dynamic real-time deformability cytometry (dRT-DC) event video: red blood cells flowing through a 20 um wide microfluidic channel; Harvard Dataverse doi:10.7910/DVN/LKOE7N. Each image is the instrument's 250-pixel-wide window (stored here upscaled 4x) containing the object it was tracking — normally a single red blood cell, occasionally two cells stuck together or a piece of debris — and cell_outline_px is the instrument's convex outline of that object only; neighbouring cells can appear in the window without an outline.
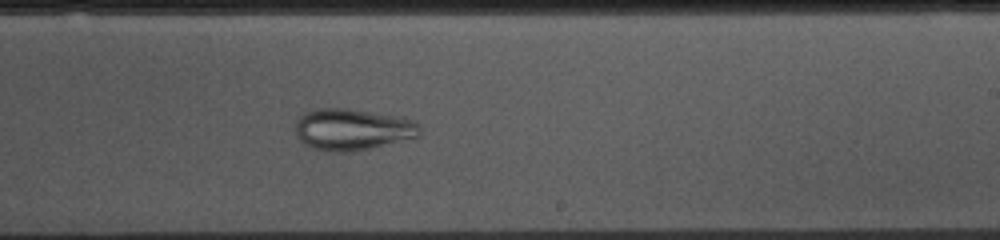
{"species": "common noctule bat (a hibernating species)", "species_latin": "Nyctalus noctula", "temperature_condition": "cold", "stored_images_in_passage": 51, "camera_frame_rate_fps": 3000, "um_per_image_px": 0.085, "animal": {"sex": "female", "body_mass_g": 10.0, "forearm_length_mm": 53.1}, "frame": {"image": 1, "passage_image": 29, "time_ms": 9.333, "image_size_px": [1000, 240], "cell_outline_px": [[420, 136], [368, 148], [348, 152], [332, 152], [312, 148], [304, 144], [296, 136], [296, 124], [300, 116], [304, 112], [312, 108], [344, 108], [392, 116], [412, 120], [420, 124]], "centroid_in_image_um": [29.9, 11.0], "position_along_channel_um": 259.1, "area_um2": 29.77}}
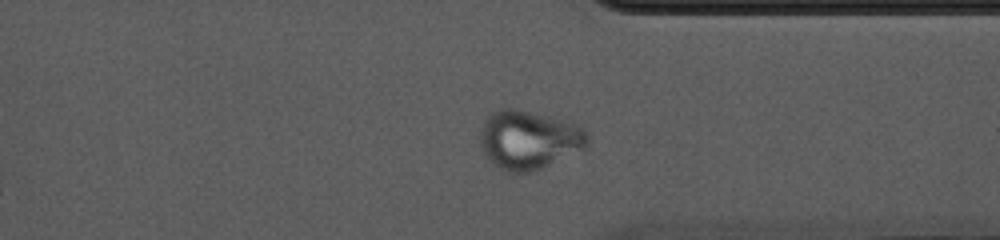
{"frame": {"image": 2, "passage_image": 38, "time_ms": 12.333, "image_size_px": [1000, 240], "cell_outline_px": [[588, 144], [584, 148], [536, 172], [508, 172], [500, 168], [484, 152], [480, 144], [480, 128], [484, 120], [492, 112], [500, 108], [512, 108], [568, 120], [580, 128], [588, 136]], "centroid_in_image_um": [44.94, 11.88], "position_along_channel_um": 366.5, "area_um2": 36.59}}
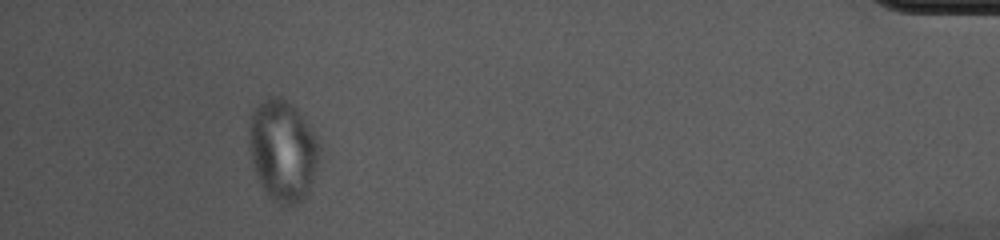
{"frame": {"image": 3, "passage_image": 47, "time_ms": 15.333, "image_size_px": [1000, 240], "cell_outline_px": [[320, 140], [316, 164], [312, 180], [308, 192], [300, 204], [292, 208], [280, 204], [268, 196], [260, 184], [256, 176], [248, 144], [248, 128], [252, 108], [268, 96], [280, 96], [292, 104]], "centroid_in_image_um": [24.0, 12.79], "position_along_channel_um": 411.2, "area_um2": 41.85}}